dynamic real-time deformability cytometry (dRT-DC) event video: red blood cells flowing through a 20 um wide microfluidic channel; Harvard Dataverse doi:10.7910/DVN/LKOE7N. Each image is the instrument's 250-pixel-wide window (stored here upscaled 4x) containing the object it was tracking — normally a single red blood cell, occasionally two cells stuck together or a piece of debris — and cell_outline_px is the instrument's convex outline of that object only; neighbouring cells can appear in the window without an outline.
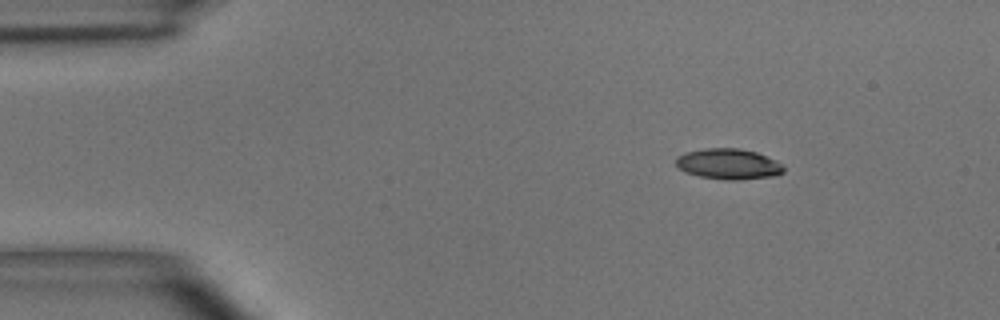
{"species": "common noctule bat (a hibernating species)", "species_latin": "Nyctalus noctula", "temperature_condition": "room temperature", "stored_images_in_passage": 2, "camera_frame_rate_fps": 3000, "um_per_image_px": 0.085, "animal": {"sex": "male", "body_mass_g": 15.6}, "frame": {"image": 1, "passage_image": 1, "time_ms": 0.0, "image_size_px": [1000, 320], "cell_outline_px": [[784, 172], [772, 176], [740, 180], [728, 180], [700, 176], [688, 172], [680, 168], [676, 164], [676, 156], [684, 152], [704, 148], [740, 148], [756, 152], [784, 164]], "centroid_in_image_um": [61.93, 13.93], "position_along_channel_um": 23.1, "area_um2": 19.19}}